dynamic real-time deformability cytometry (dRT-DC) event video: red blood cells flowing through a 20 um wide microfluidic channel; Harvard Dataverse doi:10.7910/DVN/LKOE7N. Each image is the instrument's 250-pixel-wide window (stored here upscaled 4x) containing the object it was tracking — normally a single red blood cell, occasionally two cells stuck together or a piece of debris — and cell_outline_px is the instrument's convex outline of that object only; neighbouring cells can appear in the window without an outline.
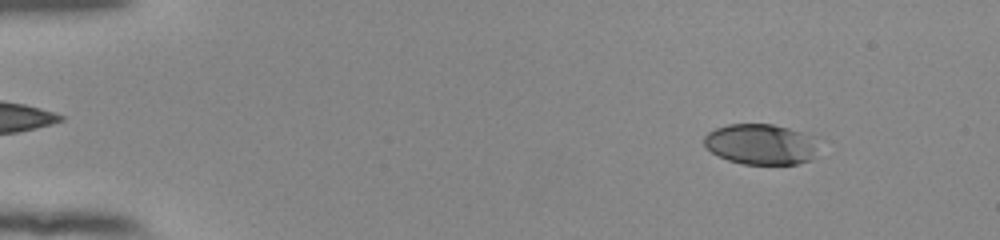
{"species": "human", "species_latin": "Homo sapiens", "temperature_condition": "room temperature", "stored_images_in_passage": 54, "camera_frame_rate_fps": 3000, "um_per_image_px": 0.085, "donor": {"sex": "female"}, "frame": {"image": 1, "passage_image": 7, "time_ms": 2.0, "image_size_px": [1000, 240], "cell_outline_px": [[812, 160], [796, 164], [744, 164], [728, 160], [704, 148], [704, 136], [708, 132], [716, 128], [728, 124], [772, 124], [788, 128], [812, 136]], "centroid_in_image_um": [64.57, 12.26], "position_along_channel_um": 20.4, "area_um2": 26.59}}
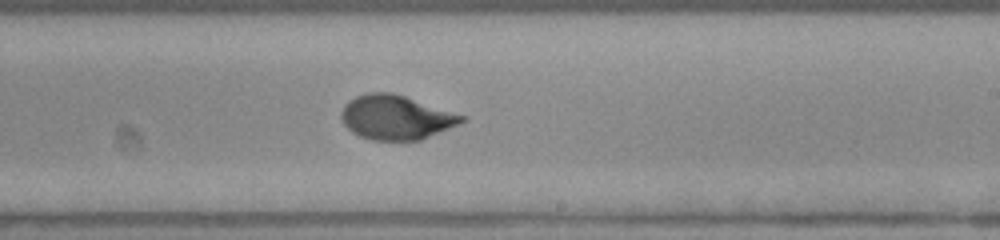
{"frame": {"image": 2, "passage_image": 34, "time_ms": 11.0, "image_size_px": [1000, 240], "cell_outline_px": [[468, 116], [464, 120], [448, 128], [420, 140], [372, 140], [360, 136], [352, 132], [344, 124], [340, 116], [340, 112], [344, 104], [348, 100], [356, 96], [368, 92], [392, 92]], "centroid_in_image_um": [33.62, 9.96], "position_along_channel_um": 255.4, "area_um2": 31.04}}
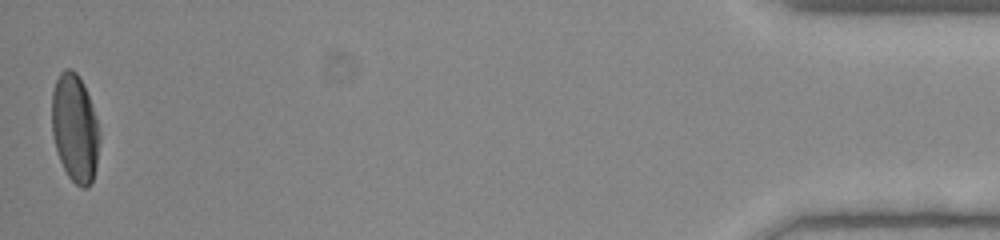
{"frame": {"image": 3, "passage_image": 54, "time_ms": 17.667, "image_size_px": [1000, 240], "cell_outline_px": [[100, 140], [96, 168], [92, 180], [88, 188], [80, 188], [68, 176], [60, 160], [56, 148], [52, 132], [52, 92], [56, 80], [60, 72], [64, 68], [72, 68], [76, 72], [84, 84], [92, 104], [100, 132]], "centroid_in_image_um": [6.38, 10.88], "position_along_channel_um": 428.8, "area_um2": 30.23}, "authors_computed_cell_mechanics": {"area_um2": 29.9982, "velocity_mm_per_s": 3.875, "shape_relaxation_time_tau1_ms": 4.1878, "shape_relaxation_time_tau2_ms": null, "deformation_change_tau1": 0.1781, "deformation_change_tau2": null}}